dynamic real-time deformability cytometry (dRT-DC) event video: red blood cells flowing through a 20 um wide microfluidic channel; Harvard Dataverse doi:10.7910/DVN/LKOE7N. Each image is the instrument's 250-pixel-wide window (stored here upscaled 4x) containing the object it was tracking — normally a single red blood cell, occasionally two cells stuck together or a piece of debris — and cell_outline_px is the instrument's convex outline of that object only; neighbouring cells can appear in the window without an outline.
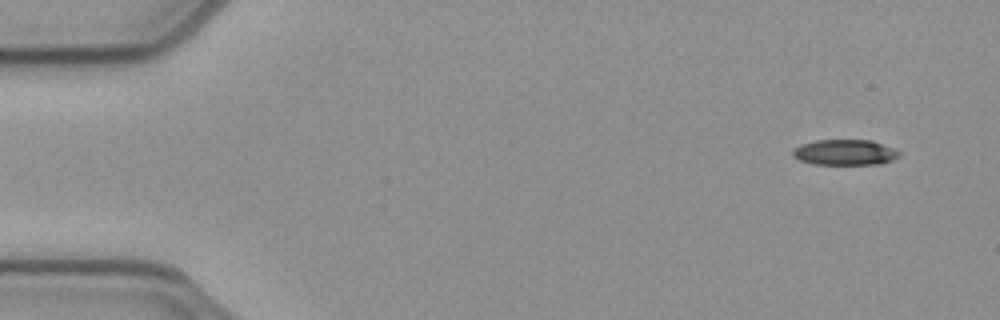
{"species": "common noctule bat (a hibernating species)", "species_latin": "Nyctalus noctula", "temperature_condition": "cold", "stored_images_in_passage": 52, "camera_frame_rate_fps": 3000, "um_per_image_px": 0.085, "animal": {"sex": "female", "body_mass_g": 21.9}, "frame": {"image": 1, "passage_image": 3, "time_ms": 0.667, "image_size_px": [1000, 320], "cell_outline_px": [[900, 156], [892, 160], [880, 164], [812, 164], [800, 160], [792, 156], [792, 148], [800, 144], [816, 140], [872, 140], [892, 148], [900, 152]], "centroid_in_image_um": [71.78, 12.95], "position_along_channel_um": 13.2, "area_um2": 15.95}}
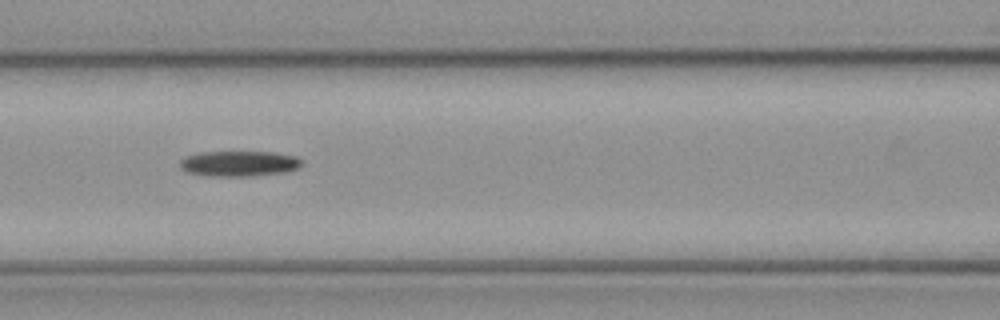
{"frame": {"image": 2, "passage_image": 22, "time_ms": 7.0, "image_size_px": [1000, 320], "cell_outline_px": [[304, 160], [300, 168], [284, 172], [252, 176], [212, 176], [188, 172], [180, 168], [180, 160], [196, 152], [272, 152], [296, 156]], "centroid_in_image_um": [20.36, 13.9], "position_along_channel_um": 146.2, "area_um2": 18.15}}
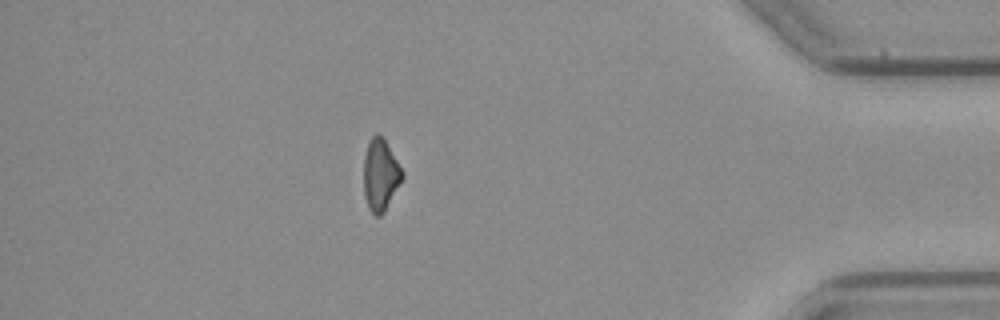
{"frame": {"image": 3, "passage_image": 45, "time_ms": 14.667, "image_size_px": [1000, 320], "cell_outline_px": [[404, 176], [384, 212], [380, 216], [376, 216], [368, 208], [364, 196], [364, 156], [368, 144], [372, 136], [376, 132], [380, 132], [384, 136], [404, 172]], "centroid_in_image_um": [32.34, 14.82], "position_along_channel_um": 402.9, "area_um2": 16.36}}